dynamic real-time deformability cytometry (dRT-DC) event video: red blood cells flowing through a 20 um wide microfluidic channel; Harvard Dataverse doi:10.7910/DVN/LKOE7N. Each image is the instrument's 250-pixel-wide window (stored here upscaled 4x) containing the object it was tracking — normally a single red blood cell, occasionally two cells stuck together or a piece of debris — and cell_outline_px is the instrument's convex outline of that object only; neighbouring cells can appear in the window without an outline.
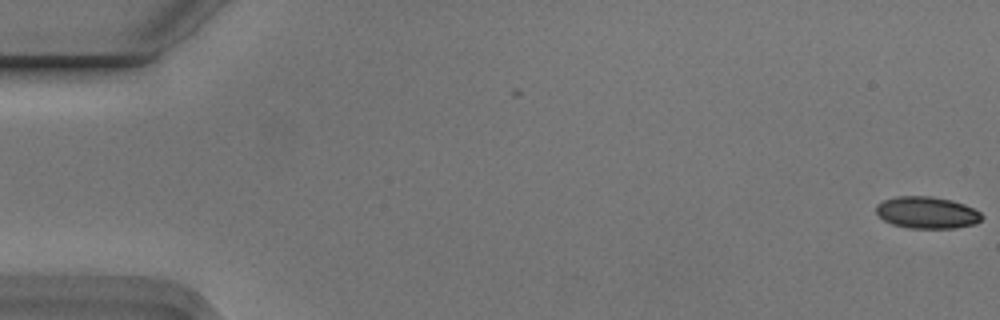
{"species": "Egyptian fruit bat (a non-hibernating species)", "species_latin": "Rousettus aegyptiacus", "temperature_condition": "cold", "stored_images_in_passage": 4, "segment_of_instrument_passage": [2, 2], "camera_frame_rate_fps": 3000, "um_per_image_px": 0.085, "animal": {"sex": "male"}, "frame": {"image": 1, "passage_image": 4, "time_ms": 1.0, "image_size_px": [1000, 320], "cell_outline_px": [[984, 216], [976, 224], [956, 228], [908, 228], [892, 224], [884, 220], [876, 212], [876, 204], [884, 200], [896, 196], [932, 196], [952, 200], [964, 204], [980, 212]], "centroid_in_image_um": [78.8, 18.07], "position_along_channel_um": 6.2, "area_um2": 19.71}}